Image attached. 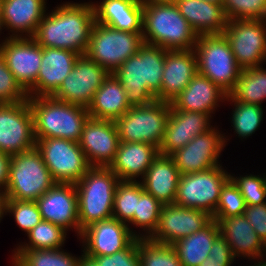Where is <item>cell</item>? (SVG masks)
Returning a JSON list of instances; mask_svg holds the SVG:
<instances>
[{
	"instance_id": "cell-1",
	"label": "cell",
	"mask_w": 266,
	"mask_h": 266,
	"mask_svg": "<svg viewBox=\"0 0 266 266\" xmlns=\"http://www.w3.org/2000/svg\"><path fill=\"white\" fill-rule=\"evenodd\" d=\"M54 9L44 15L32 38L41 47L86 54L95 22L92 2H65Z\"/></svg>"
},
{
	"instance_id": "cell-2",
	"label": "cell",
	"mask_w": 266,
	"mask_h": 266,
	"mask_svg": "<svg viewBox=\"0 0 266 266\" xmlns=\"http://www.w3.org/2000/svg\"><path fill=\"white\" fill-rule=\"evenodd\" d=\"M167 50L144 43L112 74L123 86L131 106L161 101V84Z\"/></svg>"
},
{
	"instance_id": "cell-3",
	"label": "cell",
	"mask_w": 266,
	"mask_h": 266,
	"mask_svg": "<svg viewBox=\"0 0 266 266\" xmlns=\"http://www.w3.org/2000/svg\"><path fill=\"white\" fill-rule=\"evenodd\" d=\"M142 36L166 50L194 49L198 38L174 2H143Z\"/></svg>"
},
{
	"instance_id": "cell-4",
	"label": "cell",
	"mask_w": 266,
	"mask_h": 266,
	"mask_svg": "<svg viewBox=\"0 0 266 266\" xmlns=\"http://www.w3.org/2000/svg\"><path fill=\"white\" fill-rule=\"evenodd\" d=\"M28 102L35 139L62 138L79 142L83 127L90 118L87 107L52 96L28 97Z\"/></svg>"
},
{
	"instance_id": "cell-5",
	"label": "cell",
	"mask_w": 266,
	"mask_h": 266,
	"mask_svg": "<svg viewBox=\"0 0 266 266\" xmlns=\"http://www.w3.org/2000/svg\"><path fill=\"white\" fill-rule=\"evenodd\" d=\"M119 182L109 167L91 166L75 183L81 232L95 222L113 217L114 194Z\"/></svg>"
},
{
	"instance_id": "cell-6",
	"label": "cell",
	"mask_w": 266,
	"mask_h": 266,
	"mask_svg": "<svg viewBox=\"0 0 266 266\" xmlns=\"http://www.w3.org/2000/svg\"><path fill=\"white\" fill-rule=\"evenodd\" d=\"M56 182L37 148L11 155L6 199L36 201Z\"/></svg>"
},
{
	"instance_id": "cell-7",
	"label": "cell",
	"mask_w": 266,
	"mask_h": 266,
	"mask_svg": "<svg viewBox=\"0 0 266 266\" xmlns=\"http://www.w3.org/2000/svg\"><path fill=\"white\" fill-rule=\"evenodd\" d=\"M198 73L229 94L242 68L237 64L224 34L199 35L194 47Z\"/></svg>"
},
{
	"instance_id": "cell-8",
	"label": "cell",
	"mask_w": 266,
	"mask_h": 266,
	"mask_svg": "<svg viewBox=\"0 0 266 266\" xmlns=\"http://www.w3.org/2000/svg\"><path fill=\"white\" fill-rule=\"evenodd\" d=\"M169 114L170 103L160 100L132 106L115 121L120 142H145L159 149Z\"/></svg>"
},
{
	"instance_id": "cell-9",
	"label": "cell",
	"mask_w": 266,
	"mask_h": 266,
	"mask_svg": "<svg viewBox=\"0 0 266 266\" xmlns=\"http://www.w3.org/2000/svg\"><path fill=\"white\" fill-rule=\"evenodd\" d=\"M144 44L142 32H126L94 22L86 55L113 73Z\"/></svg>"
},
{
	"instance_id": "cell-10",
	"label": "cell",
	"mask_w": 266,
	"mask_h": 266,
	"mask_svg": "<svg viewBox=\"0 0 266 266\" xmlns=\"http://www.w3.org/2000/svg\"><path fill=\"white\" fill-rule=\"evenodd\" d=\"M230 179L222 165L180 176L175 204L200 209L211 216L215 213L221 189Z\"/></svg>"
},
{
	"instance_id": "cell-11",
	"label": "cell",
	"mask_w": 266,
	"mask_h": 266,
	"mask_svg": "<svg viewBox=\"0 0 266 266\" xmlns=\"http://www.w3.org/2000/svg\"><path fill=\"white\" fill-rule=\"evenodd\" d=\"M51 177L56 183H77L91 167L78 142L62 138L36 139Z\"/></svg>"
},
{
	"instance_id": "cell-12",
	"label": "cell",
	"mask_w": 266,
	"mask_h": 266,
	"mask_svg": "<svg viewBox=\"0 0 266 266\" xmlns=\"http://www.w3.org/2000/svg\"><path fill=\"white\" fill-rule=\"evenodd\" d=\"M223 34L242 69L266 62V19L228 20Z\"/></svg>"
},
{
	"instance_id": "cell-13",
	"label": "cell",
	"mask_w": 266,
	"mask_h": 266,
	"mask_svg": "<svg viewBox=\"0 0 266 266\" xmlns=\"http://www.w3.org/2000/svg\"><path fill=\"white\" fill-rule=\"evenodd\" d=\"M33 116L28 100L0 104V152L15 155L35 148Z\"/></svg>"
},
{
	"instance_id": "cell-14",
	"label": "cell",
	"mask_w": 266,
	"mask_h": 266,
	"mask_svg": "<svg viewBox=\"0 0 266 266\" xmlns=\"http://www.w3.org/2000/svg\"><path fill=\"white\" fill-rule=\"evenodd\" d=\"M111 73L86 54L79 55L70 74L52 95L63 102L88 107L95 92Z\"/></svg>"
},
{
	"instance_id": "cell-15",
	"label": "cell",
	"mask_w": 266,
	"mask_h": 266,
	"mask_svg": "<svg viewBox=\"0 0 266 266\" xmlns=\"http://www.w3.org/2000/svg\"><path fill=\"white\" fill-rule=\"evenodd\" d=\"M221 133L222 131L220 132L214 126L170 155L181 175L201 172L221 165L220 154L229 141L225 134Z\"/></svg>"
},
{
	"instance_id": "cell-16",
	"label": "cell",
	"mask_w": 266,
	"mask_h": 266,
	"mask_svg": "<svg viewBox=\"0 0 266 266\" xmlns=\"http://www.w3.org/2000/svg\"><path fill=\"white\" fill-rule=\"evenodd\" d=\"M116 218L95 222L82 230L83 254L86 256H105L126 249L140 233Z\"/></svg>"
},
{
	"instance_id": "cell-17",
	"label": "cell",
	"mask_w": 266,
	"mask_h": 266,
	"mask_svg": "<svg viewBox=\"0 0 266 266\" xmlns=\"http://www.w3.org/2000/svg\"><path fill=\"white\" fill-rule=\"evenodd\" d=\"M8 69L28 93L36 84L42 59V47L32 37H6L0 45Z\"/></svg>"
},
{
	"instance_id": "cell-18",
	"label": "cell",
	"mask_w": 266,
	"mask_h": 266,
	"mask_svg": "<svg viewBox=\"0 0 266 266\" xmlns=\"http://www.w3.org/2000/svg\"><path fill=\"white\" fill-rule=\"evenodd\" d=\"M213 220L212 216L200 209L174 204L161 206L159 223L151 240L174 244L179 239L200 231Z\"/></svg>"
},
{
	"instance_id": "cell-19",
	"label": "cell",
	"mask_w": 266,
	"mask_h": 266,
	"mask_svg": "<svg viewBox=\"0 0 266 266\" xmlns=\"http://www.w3.org/2000/svg\"><path fill=\"white\" fill-rule=\"evenodd\" d=\"M35 202L42 220L61 226L66 231L73 228L77 237L81 235L75 184L55 183Z\"/></svg>"
},
{
	"instance_id": "cell-20",
	"label": "cell",
	"mask_w": 266,
	"mask_h": 266,
	"mask_svg": "<svg viewBox=\"0 0 266 266\" xmlns=\"http://www.w3.org/2000/svg\"><path fill=\"white\" fill-rule=\"evenodd\" d=\"M78 143L90 166L109 167L120 143L115 121L89 118Z\"/></svg>"
},
{
	"instance_id": "cell-21",
	"label": "cell",
	"mask_w": 266,
	"mask_h": 266,
	"mask_svg": "<svg viewBox=\"0 0 266 266\" xmlns=\"http://www.w3.org/2000/svg\"><path fill=\"white\" fill-rule=\"evenodd\" d=\"M212 117L206 113L177 110L170 103V114L159 154L171 155L186 146L196 136L211 130Z\"/></svg>"
},
{
	"instance_id": "cell-22",
	"label": "cell",
	"mask_w": 266,
	"mask_h": 266,
	"mask_svg": "<svg viewBox=\"0 0 266 266\" xmlns=\"http://www.w3.org/2000/svg\"><path fill=\"white\" fill-rule=\"evenodd\" d=\"M79 54L59 48L42 47L40 71L28 97L52 96L74 68Z\"/></svg>"
},
{
	"instance_id": "cell-23",
	"label": "cell",
	"mask_w": 266,
	"mask_h": 266,
	"mask_svg": "<svg viewBox=\"0 0 266 266\" xmlns=\"http://www.w3.org/2000/svg\"><path fill=\"white\" fill-rule=\"evenodd\" d=\"M213 220L217 222L220 235L231 247L235 258L244 257L253 261L266 257V244L244 214Z\"/></svg>"
},
{
	"instance_id": "cell-24",
	"label": "cell",
	"mask_w": 266,
	"mask_h": 266,
	"mask_svg": "<svg viewBox=\"0 0 266 266\" xmlns=\"http://www.w3.org/2000/svg\"><path fill=\"white\" fill-rule=\"evenodd\" d=\"M198 73L194 49L167 50L161 84V101L171 103Z\"/></svg>"
},
{
	"instance_id": "cell-25",
	"label": "cell",
	"mask_w": 266,
	"mask_h": 266,
	"mask_svg": "<svg viewBox=\"0 0 266 266\" xmlns=\"http://www.w3.org/2000/svg\"><path fill=\"white\" fill-rule=\"evenodd\" d=\"M47 0H0L1 16L8 37H33L46 14Z\"/></svg>"
},
{
	"instance_id": "cell-26",
	"label": "cell",
	"mask_w": 266,
	"mask_h": 266,
	"mask_svg": "<svg viewBox=\"0 0 266 266\" xmlns=\"http://www.w3.org/2000/svg\"><path fill=\"white\" fill-rule=\"evenodd\" d=\"M158 155L159 149L149 143L120 142L109 168L120 181H139Z\"/></svg>"
},
{
	"instance_id": "cell-27",
	"label": "cell",
	"mask_w": 266,
	"mask_h": 266,
	"mask_svg": "<svg viewBox=\"0 0 266 266\" xmlns=\"http://www.w3.org/2000/svg\"><path fill=\"white\" fill-rule=\"evenodd\" d=\"M228 94L210 79L197 73L187 87L171 102L182 111L214 114L220 102H225Z\"/></svg>"
},
{
	"instance_id": "cell-28",
	"label": "cell",
	"mask_w": 266,
	"mask_h": 266,
	"mask_svg": "<svg viewBox=\"0 0 266 266\" xmlns=\"http://www.w3.org/2000/svg\"><path fill=\"white\" fill-rule=\"evenodd\" d=\"M174 3L198 36L223 34L228 19L221 3L205 0H175Z\"/></svg>"
},
{
	"instance_id": "cell-29",
	"label": "cell",
	"mask_w": 266,
	"mask_h": 266,
	"mask_svg": "<svg viewBox=\"0 0 266 266\" xmlns=\"http://www.w3.org/2000/svg\"><path fill=\"white\" fill-rule=\"evenodd\" d=\"M180 176L173 158L170 155L159 154L140 182L144 191L162 205L174 204Z\"/></svg>"
},
{
	"instance_id": "cell-30",
	"label": "cell",
	"mask_w": 266,
	"mask_h": 266,
	"mask_svg": "<svg viewBox=\"0 0 266 266\" xmlns=\"http://www.w3.org/2000/svg\"><path fill=\"white\" fill-rule=\"evenodd\" d=\"M95 22L126 32H142L143 2L141 0H102L92 2Z\"/></svg>"
},
{
	"instance_id": "cell-31",
	"label": "cell",
	"mask_w": 266,
	"mask_h": 266,
	"mask_svg": "<svg viewBox=\"0 0 266 266\" xmlns=\"http://www.w3.org/2000/svg\"><path fill=\"white\" fill-rule=\"evenodd\" d=\"M131 107L123 86L111 73L95 92L87 110L90 118L116 121Z\"/></svg>"
},
{
	"instance_id": "cell-32",
	"label": "cell",
	"mask_w": 266,
	"mask_h": 266,
	"mask_svg": "<svg viewBox=\"0 0 266 266\" xmlns=\"http://www.w3.org/2000/svg\"><path fill=\"white\" fill-rule=\"evenodd\" d=\"M220 235L218 224L212 220L200 231L179 239L173 245L182 266H199L209 255L214 240Z\"/></svg>"
},
{
	"instance_id": "cell-33",
	"label": "cell",
	"mask_w": 266,
	"mask_h": 266,
	"mask_svg": "<svg viewBox=\"0 0 266 266\" xmlns=\"http://www.w3.org/2000/svg\"><path fill=\"white\" fill-rule=\"evenodd\" d=\"M266 100V69L262 66L245 68L228 94V101L262 106Z\"/></svg>"
},
{
	"instance_id": "cell-34",
	"label": "cell",
	"mask_w": 266,
	"mask_h": 266,
	"mask_svg": "<svg viewBox=\"0 0 266 266\" xmlns=\"http://www.w3.org/2000/svg\"><path fill=\"white\" fill-rule=\"evenodd\" d=\"M13 266H78L76 257L64 249L12 250Z\"/></svg>"
},
{
	"instance_id": "cell-35",
	"label": "cell",
	"mask_w": 266,
	"mask_h": 266,
	"mask_svg": "<svg viewBox=\"0 0 266 266\" xmlns=\"http://www.w3.org/2000/svg\"><path fill=\"white\" fill-rule=\"evenodd\" d=\"M162 204L151 194L144 191L140 181H137V212L134 213L133 221L130 223L141 228V238H149L156 230ZM144 231V233H143Z\"/></svg>"
},
{
	"instance_id": "cell-36",
	"label": "cell",
	"mask_w": 266,
	"mask_h": 266,
	"mask_svg": "<svg viewBox=\"0 0 266 266\" xmlns=\"http://www.w3.org/2000/svg\"><path fill=\"white\" fill-rule=\"evenodd\" d=\"M67 231L61 226L41 220L27 233L28 242L19 243L14 250L61 249L64 247Z\"/></svg>"
},
{
	"instance_id": "cell-37",
	"label": "cell",
	"mask_w": 266,
	"mask_h": 266,
	"mask_svg": "<svg viewBox=\"0 0 266 266\" xmlns=\"http://www.w3.org/2000/svg\"><path fill=\"white\" fill-rule=\"evenodd\" d=\"M234 105L231 113V126L239 138L246 139L254 134L263 121V107L239 101H228ZM234 103V104H233Z\"/></svg>"
},
{
	"instance_id": "cell-38",
	"label": "cell",
	"mask_w": 266,
	"mask_h": 266,
	"mask_svg": "<svg viewBox=\"0 0 266 266\" xmlns=\"http://www.w3.org/2000/svg\"><path fill=\"white\" fill-rule=\"evenodd\" d=\"M140 266H182L173 245L139 238Z\"/></svg>"
},
{
	"instance_id": "cell-39",
	"label": "cell",
	"mask_w": 266,
	"mask_h": 266,
	"mask_svg": "<svg viewBox=\"0 0 266 266\" xmlns=\"http://www.w3.org/2000/svg\"><path fill=\"white\" fill-rule=\"evenodd\" d=\"M137 212V181H120L114 194L113 218L128 226Z\"/></svg>"
},
{
	"instance_id": "cell-40",
	"label": "cell",
	"mask_w": 266,
	"mask_h": 266,
	"mask_svg": "<svg viewBox=\"0 0 266 266\" xmlns=\"http://www.w3.org/2000/svg\"><path fill=\"white\" fill-rule=\"evenodd\" d=\"M266 173L260 175H231L230 179L241 192L246 206L261 205L266 203Z\"/></svg>"
},
{
	"instance_id": "cell-41",
	"label": "cell",
	"mask_w": 266,
	"mask_h": 266,
	"mask_svg": "<svg viewBox=\"0 0 266 266\" xmlns=\"http://www.w3.org/2000/svg\"><path fill=\"white\" fill-rule=\"evenodd\" d=\"M246 204L244 198L234 182L229 179L221 189L219 202L213 219H224L230 216L244 214Z\"/></svg>"
},
{
	"instance_id": "cell-42",
	"label": "cell",
	"mask_w": 266,
	"mask_h": 266,
	"mask_svg": "<svg viewBox=\"0 0 266 266\" xmlns=\"http://www.w3.org/2000/svg\"><path fill=\"white\" fill-rule=\"evenodd\" d=\"M7 213L13 215L18 227L26 234L42 220L35 201L6 199L5 215Z\"/></svg>"
},
{
	"instance_id": "cell-43",
	"label": "cell",
	"mask_w": 266,
	"mask_h": 266,
	"mask_svg": "<svg viewBox=\"0 0 266 266\" xmlns=\"http://www.w3.org/2000/svg\"><path fill=\"white\" fill-rule=\"evenodd\" d=\"M228 20L266 19V0H223Z\"/></svg>"
},
{
	"instance_id": "cell-44",
	"label": "cell",
	"mask_w": 266,
	"mask_h": 266,
	"mask_svg": "<svg viewBox=\"0 0 266 266\" xmlns=\"http://www.w3.org/2000/svg\"><path fill=\"white\" fill-rule=\"evenodd\" d=\"M28 100V93L17 82L0 53V104H14Z\"/></svg>"
},
{
	"instance_id": "cell-45",
	"label": "cell",
	"mask_w": 266,
	"mask_h": 266,
	"mask_svg": "<svg viewBox=\"0 0 266 266\" xmlns=\"http://www.w3.org/2000/svg\"><path fill=\"white\" fill-rule=\"evenodd\" d=\"M98 266H140L139 238H136L126 249L105 256H87Z\"/></svg>"
},
{
	"instance_id": "cell-46",
	"label": "cell",
	"mask_w": 266,
	"mask_h": 266,
	"mask_svg": "<svg viewBox=\"0 0 266 266\" xmlns=\"http://www.w3.org/2000/svg\"><path fill=\"white\" fill-rule=\"evenodd\" d=\"M236 259L227 241L219 235L214 240L209 255L199 266H232Z\"/></svg>"
},
{
	"instance_id": "cell-47",
	"label": "cell",
	"mask_w": 266,
	"mask_h": 266,
	"mask_svg": "<svg viewBox=\"0 0 266 266\" xmlns=\"http://www.w3.org/2000/svg\"><path fill=\"white\" fill-rule=\"evenodd\" d=\"M244 215L257 235L266 244V203L246 206Z\"/></svg>"
},
{
	"instance_id": "cell-48",
	"label": "cell",
	"mask_w": 266,
	"mask_h": 266,
	"mask_svg": "<svg viewBox=\"0 0 266 266\" xmlns=\"http://www.w3.org/2000/svg\"><path fill=\"white\" fill-rule=\"evenodd\" d=\"M10 155L0 152V192H5L9 179Z\"/></svg>"
},
{
	"instance_id": "cell-49",
	"label": "cell",
	"mask_w": 266,
	"mask_h": 266,
	"mask_svg": "<svg viewBox=\"0 0 266 266\" xmlns=\"http://www.w3.org/2000/svg\"><path fill=\"white\" fill-rule=\"evenodd\" d=\"M81 258L78 263V266H98V264L90 257H87L83 253H81Z\"/></svg>"
},
{
	"instance_id": "cell-50",
	"label": "cell",
	"mask_w": 266,
	"mask_h": 266,
	"mask_svg": "<svg viewBox=\"0 0 266 266\" xmlns=\"http://www.w3.org/2000/svg\"><path fill=\"white\" fill-rule=\"evenodd\" d=\"M5 203H6V196L3 192H0V223L2 220V217L5 216Z\"/></svg>"
},
{
	"instance_id": "cell-51",
	"label": "cell",
	"mask_w": 266,
	"mask_h": 266,
	"mask_svg": "<svg viewBox=\"0 0 266 266\" xmlns=\"http://www.w3.org/2000/svg\"><path fill=\"white\" fill-rule=\"evenodd\" d=\"M248 266H266V259L262 258V259H259V261L258 260H253L251 262V265H248Z\"/></svg>"
},
{
	"instance_id": "cell-52",
	"label": "cell",
	"mask_w": 266,
	"mask_h": 266,
	"mask_svg": "<svg viewBox=\"0 0 266 266\" xmlns=\"http://www.w3.org/2000/svg\"><path fill=\"white\" fill-rule=\"evenodd\" d=\"M142 2H174L175 0H141Z\"/></svg>"
},
{
	"instance_id": "cell-53",
	"label": "cell",
	"mask_w": 266,
	"mask_h": 266,
	"mask_svg": "<svg viewBox=\"0 0 266 266\" xmlns=\"http://www.w3.org/2000/svg\"><path fill=\"white\" fill-rule=\"evenodd\" d=\"M5 29L4 28V23H3V19L1 16V9H0V33H2V30ZM3 40L1 41L0 45L2 44Z\"/></svg>"
},
{
	"instance_id": "cell-54",
	"label": "cell",
	"mask_w": 266,
	"mask_h": 266,
	"mask_svg": "<svg viewBox=\"0 0 266 266\" xmlns=\"http://www.w3.org/2000/svg\"><path fill=\"white\" fill-rule=\"evenodd\" d=\"M205 1H209V2H216V3H221L223 2V0H205Z\"/></svg>"
}]
</instances>
